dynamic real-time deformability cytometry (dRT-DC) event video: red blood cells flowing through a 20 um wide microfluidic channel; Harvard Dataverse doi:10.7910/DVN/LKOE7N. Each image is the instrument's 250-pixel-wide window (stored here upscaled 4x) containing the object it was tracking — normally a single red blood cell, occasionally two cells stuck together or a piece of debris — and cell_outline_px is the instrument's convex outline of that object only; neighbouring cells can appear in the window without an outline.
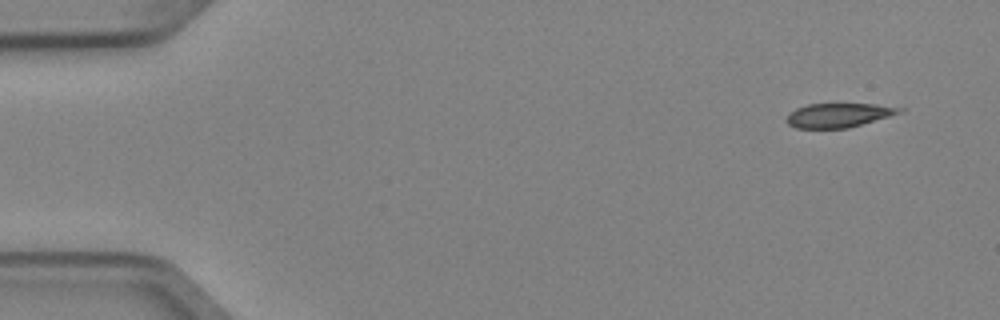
{"species": "Egyptian fruit bat (a non-hibernating species)", "species_latin": "Rousettus aegyptiacus", "temperature_condition": "cold", "stored_images_in_passage": 4, "camera_frame_rate_fps": 3000, "um_per_image_px": 0.085, "animal": {"sex": "female"}, "frame": {"image": 1, "passage_image": 1, "time_ms": 0.0, "image_size_px": [1000, 320], "cell_outline_px": [[904, 112], [848, 128], [796, 128], [788, 124], [788, 116], [796, 108], [808, 104], [876, 104], [904, 108]], "centroid_in_image_um": [71.33, 9.79], "position_along_channel_um": 13.7, "area_um2": 15.72}}
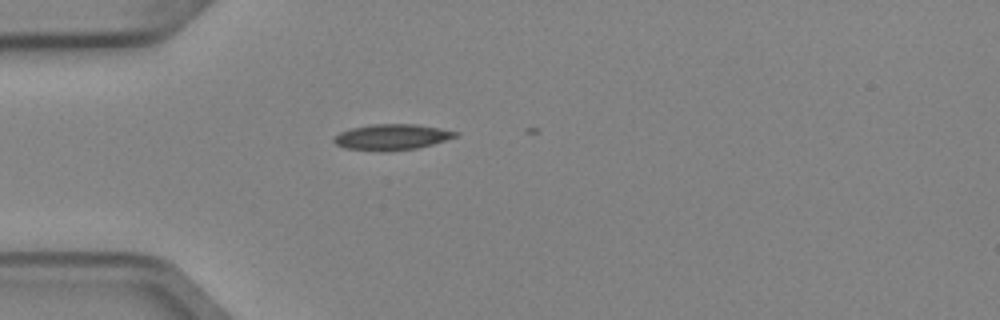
{"frame": {"image": 2, "passage_image": 4, "time_ms": 1.0, "image_size_px": [1000, 320], "cell_outline_px": [[460, 132], [456, 136], [432, 144], [416, 148], [384, 152], [380, 152], [344, 148], [336, 144], [332, 140], [340, 132], [352, 128], [372, 124], [416, 124]], "centroid_in_image_um": [33.26, 11.66], "position_along_channel_um": 51.7, "area_um2": 18.21}}